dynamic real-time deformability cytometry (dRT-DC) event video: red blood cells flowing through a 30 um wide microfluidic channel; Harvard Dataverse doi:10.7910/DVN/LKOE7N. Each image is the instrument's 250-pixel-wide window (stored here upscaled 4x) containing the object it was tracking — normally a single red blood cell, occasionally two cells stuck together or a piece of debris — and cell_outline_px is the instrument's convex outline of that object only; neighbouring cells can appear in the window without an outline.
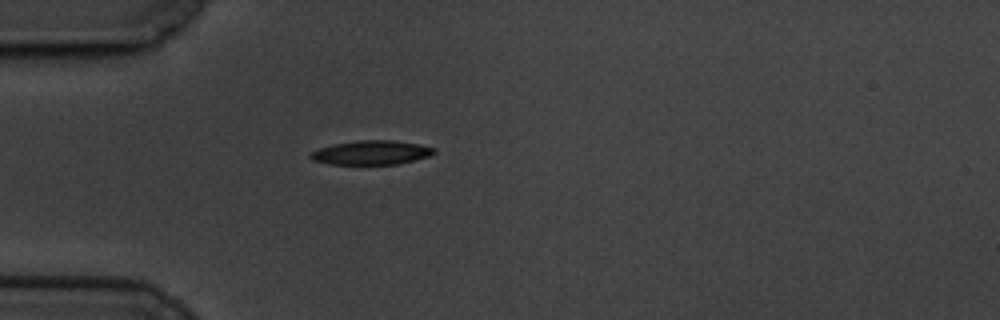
{"species": "common noctule bat (a hibernating species)", "species_latin": "Nyctalus noctula", "temperature_condition": "cold", "stored_images_in_passage": 44, "camera_frame_rate_fps": 3000, "um_per_image_px": 0.085, "animal": {"sex": "male", "body_mass_g": 19.5, "forearm_length_mm": 54.6}, "frame": {"image": 1, "passage_image": 1, "time_ms": 0.0, "image_size_px": [1000, 320], "cell_outline_px": [[436, 152], [428, 156], [396, 164], [328, 164], [312, 160], [308, 156], [312, 152], [320, 148], [332, 144], [360, 140], [392, 140], [416, 144], [436, 148]], "centroid_in_image_um": [31.52, 12.97], "position_along_channel_um": 53.5, "area_um2": 17.17}}
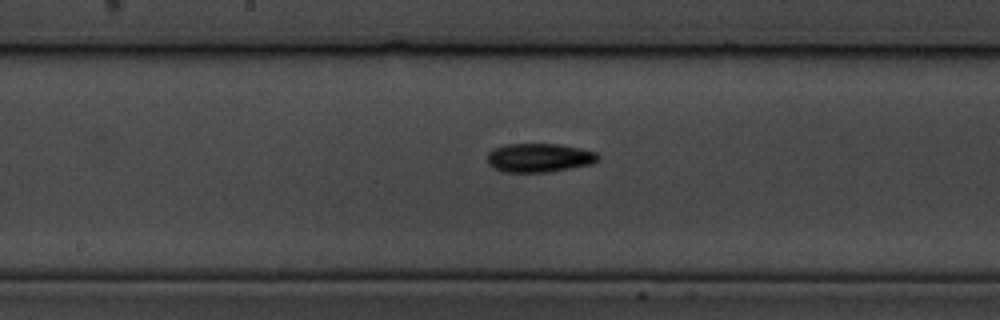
{"frame": {"image": 2, "passage_image": 15, "time_ms": 4.667, "image_size_px": [1000, 320], "cell_outline_px": [[600, 156], [592, 164], [548, 172], [504, 172], [492, 168], [488, 164], [488, 152], [492, 148], [504, 144], [560, 144], [580, 148], [596, 152]], "centroid_in_image_um": [45.79, 13.4], "position_along_channel_um": 202.4, "area_um2": 18.73}}
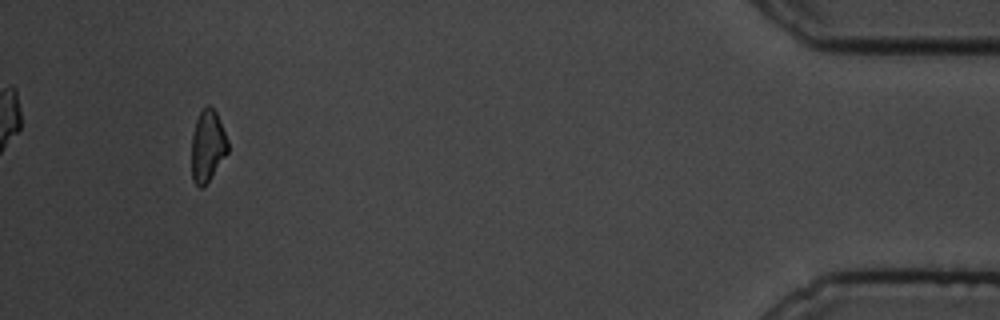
{"frame": {"image": 3, "passage_image": 40, "time_ms": 13.0, "image_size_px": [1000, 320], "cell_outline_px": [[228, 152], [208, 180], [200, 188], [192, 180], [192, 136], [196, 120], [204, 104], [208, 104], [216, 112], [220, 120], [228, 140]], "centroid_in_image_um": [17.64, 12.35], "position_along_channel_um": 417.6, "area_um2": 14.97}, "authors_computed_cell_mechanics": {"area_um2": 17.2822, "velocity_mm_per_s": 3.3852, "shape_relaxation_time_tau1_ms": 4.633, "shape_relaxation_time_tau2_ms": 10.6309, "deformation_change_tau1": 0.1309, "deformation_change_tau2": 0.169}}